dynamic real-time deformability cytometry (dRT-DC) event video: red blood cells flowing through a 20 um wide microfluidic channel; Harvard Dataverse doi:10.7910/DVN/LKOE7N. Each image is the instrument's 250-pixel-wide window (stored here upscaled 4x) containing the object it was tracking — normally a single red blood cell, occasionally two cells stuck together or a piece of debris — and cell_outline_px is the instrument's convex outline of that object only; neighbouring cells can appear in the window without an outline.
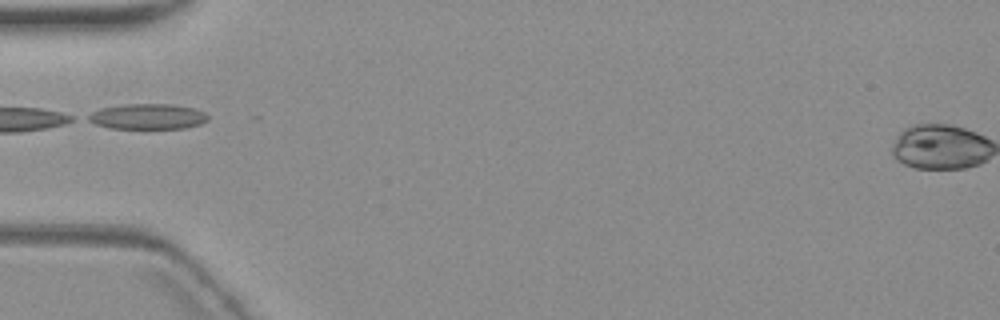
{"species": "common noctule bat (a hibernating species)", "species_latin": "Nyctalus noctula", "temperature_condition": "warm", "stored_images_in_passage": 6, "camera_frame_rate_fps": 3000, "um_per_image_px": 0.085, "animal": {"sex": "female", "body_mass_g": 19.3, "forearm_length_mm": 54.1}, "frame": {"image": 1, "passage_image": 2, "time_ms": 1.333, "image_size_px": [1000, 320], "cell_outline_px": [[208, 120], [200, 124], [184, 128], [108, 128], [96, 124], [88, 120], [84, 116], [100, 108], [120, 104], [172, 104], [192, 108], [204, 112], [208, 116]], "centroid_in_image_um": [12.5, 9.9], "position_along_channel_um": 72.5, "area_um2": 17.8}}
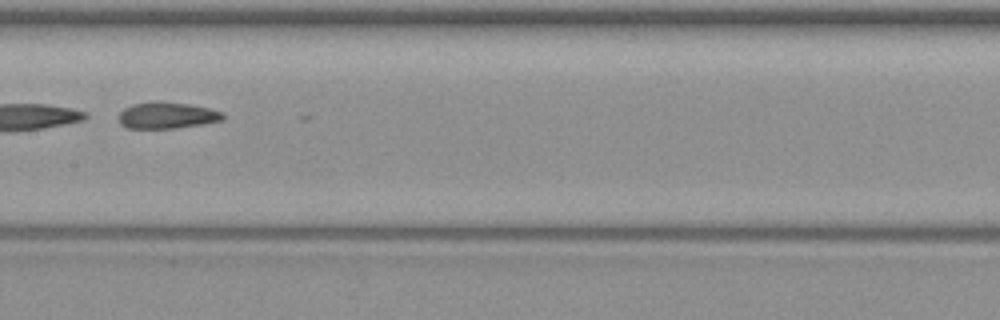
{"frame": {"image": 2, "passage_image": 5, "time_ms": 4.667, "image_size_px": [1000, 320], "cell_outline_px": [[224, 120], [204, 124], [176, 128], [124, 128], [120, 124], [120, 112], [124, 108], [132, 104], [152, 100], [160, 100], [188, 104], [208, 108], [224, 112]], "centroid_in_image_um": [14.2, 9.79], "position_along_channel_um": 193.2, "area_um2": 16.36}}
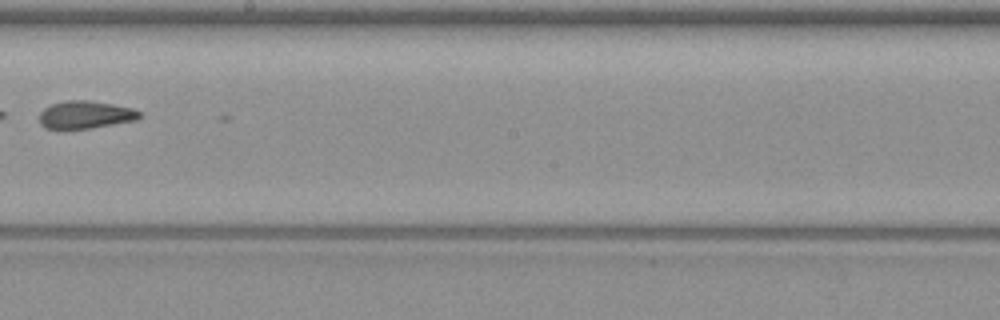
{"frame": {"image": 3, "passage_image": 6, "time_ms": 6.0, "image_size_px": [1000, 320], "cell_outline_px": [[140, 116], [136, 120], [88, 128], [44, 128], [40, 124], [40, 112], [44, 108], [52, 104], [68, 100], [88, 100], [112, 104], [132, 108], [140, 112]], "centroid_in_image_um": [7.24, 9.74], "position_along_channel_um": 241.0, "area_um2": 15.84}}